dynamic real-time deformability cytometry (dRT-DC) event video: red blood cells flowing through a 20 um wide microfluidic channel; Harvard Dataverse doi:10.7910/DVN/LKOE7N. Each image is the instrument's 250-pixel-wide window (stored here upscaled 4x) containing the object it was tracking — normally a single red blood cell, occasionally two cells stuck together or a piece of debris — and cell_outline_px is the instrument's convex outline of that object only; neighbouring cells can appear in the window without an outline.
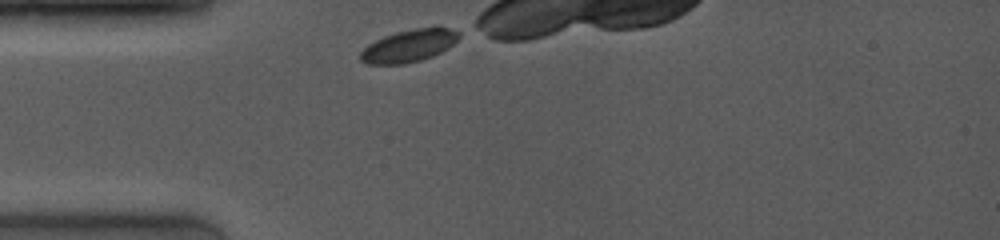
{"species": "common noctule bat (a hibernating species)", "species_latin": "Nyctalus noctula", "temperature_condition": "room temperature", "stored_images_in_passage": 39, "camera_frame_rate_fps": 4000, "um_per_image_px": 0.085, "animal": {"sex": "female", "body_mass_g": 19.0, "forearm_length_mm": 53.3}, "frame": {"image": 1, "passage_image": 1, "time_ms": 0.0, "image_size_px": [1000, 240], "cell_outline_px": [[460, 36], [448, 48], [432, 56], [420, 60], [404, 64], [368, 64], [360, 60], [360, 52], [368, 44], [384, 36], [396, 32], [436, 24], [460, 32]], "centroid_in_image_um": [34.78, 3.86], "position_along_channel_um": 50.2, "area_um2": 18.79}}
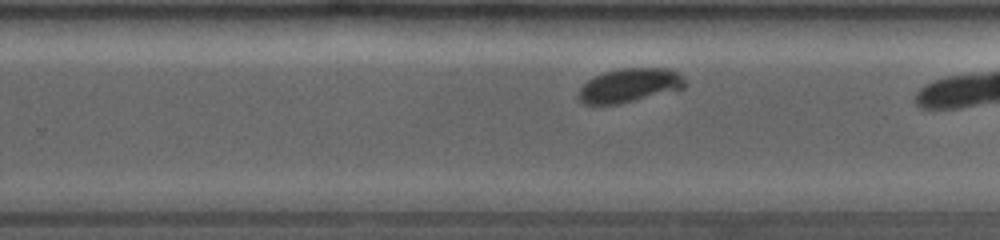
{"frame": {"image": 2, "passage_image": 24, "time_ms": 6.0, "image_size_px": [1000, 240], "cell_outline_px": [[688, 84], [684, 88], [620, 104], [584, 104], [576, 96], [580, 88], [588, 80], [604, 72], [620, 68], [664, 68], [676, 72]], "centroid_in_image_um": [53.48, 7.26], "position_along_channel_um": 276.3, "area_um2": 20.87}}
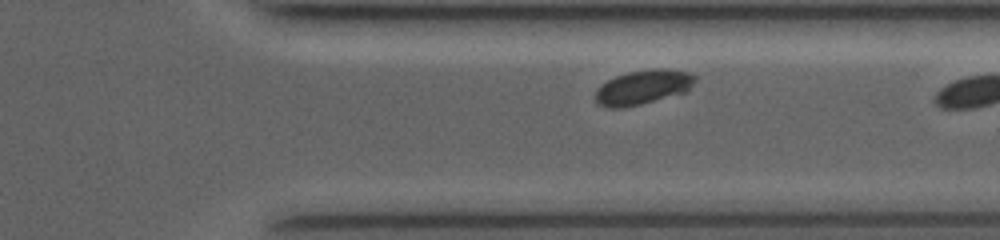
{"frame": {"image": 3, "passage_image": 32, "time_ms": 8.0, "image_size_px": [1000, 240], "cell_outline_px": [[696, 80], [684, 92], [640, 104], [624, 108], [608, 108], [596, 104], [596, 88], [600, 84], [616, 76], [628, 72], [656, 68], [664, 68], [692, 72], [696, 76]], "centroid_in_image_um": [54.62, 7.4], "position_along_channel_um": 356.8, "area_um2": 20.0}}